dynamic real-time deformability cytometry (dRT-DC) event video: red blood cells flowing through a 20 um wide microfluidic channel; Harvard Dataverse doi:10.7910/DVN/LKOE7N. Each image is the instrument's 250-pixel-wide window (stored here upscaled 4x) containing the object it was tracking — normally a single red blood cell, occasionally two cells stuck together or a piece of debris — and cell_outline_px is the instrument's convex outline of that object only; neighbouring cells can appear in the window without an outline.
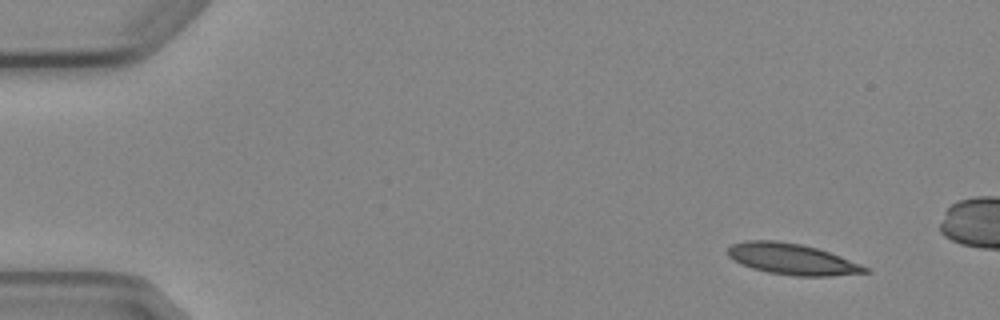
{"species": "Egyptian fruit bat (a non-hibernating species)", "species_latin": "Rousettus aegyptiacus", "temperature_condition": "cold", "stored_images_in_passage": 3, "camera_frame_rate_fps": 3000, "um_per_image_px": 0.085, "animal": {"sex": "female"}, "frame": {"image": 1, "passage_image": 1, "time_ms": 0.0, "image_size_px": [1000, 320], "cell_outline_px": [[872, 272], [828, 276], [796, 276], [768, 272], [752, 268], [740, 264], [728, 256], [728, 248], [732, 244], [744, 240], [776, 240], [800, 244], [816, 248], [840, 256], [860, 264], [868, 268]], "centroid_in_image_um": [67.3, 22.02], "position_along_channel_um": 17.7, "area_um2": 24.74}}